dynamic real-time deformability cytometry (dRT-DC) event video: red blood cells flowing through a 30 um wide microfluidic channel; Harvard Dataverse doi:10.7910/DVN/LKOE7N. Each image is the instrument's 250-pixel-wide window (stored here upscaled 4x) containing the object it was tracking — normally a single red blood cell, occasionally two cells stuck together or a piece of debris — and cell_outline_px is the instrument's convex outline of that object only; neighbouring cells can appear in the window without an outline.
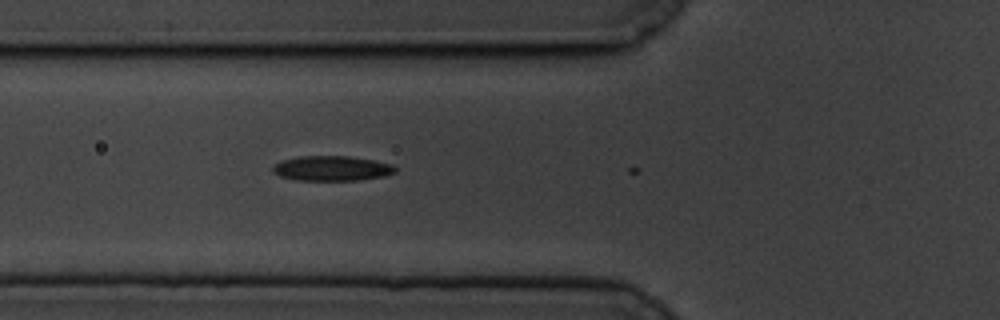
{"species": "common noctule bat (a hibernating species)", "species_latin": "Nyctalus noctula", "temperature_condition": "cold", "stored_images_in_passage": 3, "camera_frame_rate_fps": 3000, "um_per_image_px": 0.085, "animal": {"sex": "male", "body_mass_g": 19.5, "forearm_length_mm": 54.6}, "frame": {"image": 1, "passage_image": 2, "time_ms": 0.333, "image_size_px": [1000, 320], "cell_outline_px": [[396, 172], [384, 176], [356, 180], [296, 180], [280, 176], [272, 172], [272, 168], [280, 160], [300, 156], [348, 156], [372, 160], [392, 164], [396, 168]], "centroid_in_image_um": [28.18, 14.31], "position_along_channel_um": 97.6, "area_um2": 17.74}}